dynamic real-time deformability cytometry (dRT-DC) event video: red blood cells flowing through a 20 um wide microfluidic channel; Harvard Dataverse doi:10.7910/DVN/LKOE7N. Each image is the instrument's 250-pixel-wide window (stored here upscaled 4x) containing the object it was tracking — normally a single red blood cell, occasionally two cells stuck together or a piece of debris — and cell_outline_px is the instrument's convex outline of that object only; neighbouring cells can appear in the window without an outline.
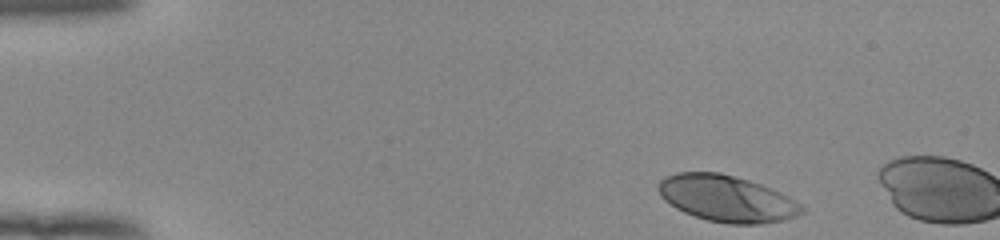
{"species": "human", "species_latin": "Homo sapiens", "temperature_condition": "room temperature", "stored_images_in_passage": 6, "camera_frame_rate_fps": 3000, "um_per_image_px": 0.085, "donor": {"sex": "female"}, "frame": {"image": 1, "passage_image": 1, "time_ms": 0.0, "image_size_px": [1000, 240], "cell_outline_px": [[808, 212], [784, 220], [760, 224], [728, 224], [708, 220], [684, 212], [676, 208], [664, 200], [660, 196], [656, 188], [656, 184], [664, 176], [676, 172], [720, 172], [748, 180], [760, 184], [788, 196], [800, 204]], "centroid_in_image_um": [61.75, 16.87], "position_along_channel_um": 23.3, "area_um2": 39.02}}